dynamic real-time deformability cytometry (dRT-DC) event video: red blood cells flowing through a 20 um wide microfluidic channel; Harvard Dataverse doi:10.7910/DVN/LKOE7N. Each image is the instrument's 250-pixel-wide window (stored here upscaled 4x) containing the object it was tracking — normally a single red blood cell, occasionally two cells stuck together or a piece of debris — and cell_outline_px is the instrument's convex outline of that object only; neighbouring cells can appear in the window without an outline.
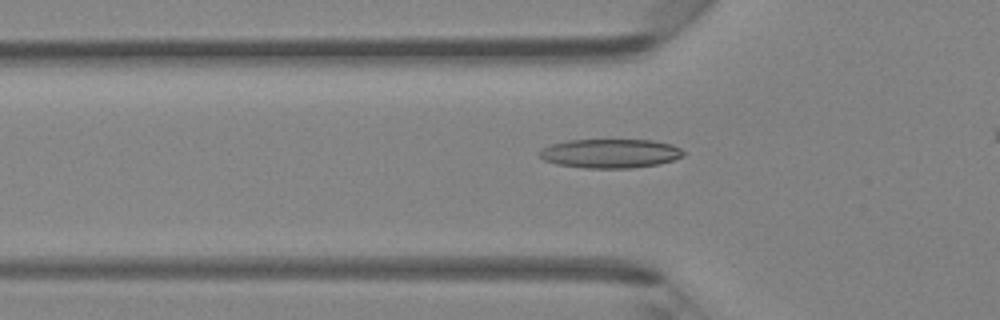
{"species": "Egyptian fruit bat (a non-hibernating species)", "species_latin": "Rousettus aegyptiacus", "temperature_condition": "room temperature", "stored_images_in_passage": 30, "camera_frame_rate_fps": 3000, "um_per_image_px": 0.085, "animal": {"sex": "female"}, "frame": {"image": 1, "passage_image": 7, "time_ms": 2.0, "image_size_px": [1000, 320], "cell_outline_px": [[684, 156], [660, 164], [632, 168], [584, 168], [556, 164], [544, 160], [540, 156], [540, 152], [544, 148], [552, 144], [568, 140], [652, 140], [672, 144], [680, 148], [684, 152]], "centroid_in_image_um": [51.91, 13.05], "position_along_channel_um": 73.9, "area_um2": 24.33}}
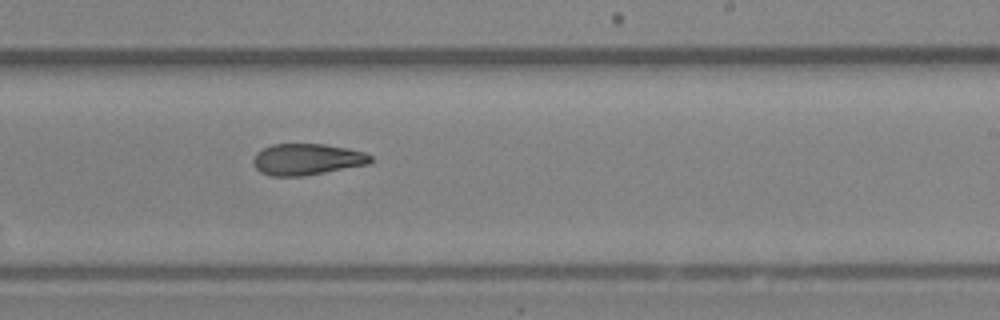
{"frame": {"image": 2, "passage_image": 20, "time_ms": 6.333, "image_size_px": [1000, 320], "cell_outline_px": [[372, 160], [368, 164], [304, 176], [272, 176], [260, 172], [252, 164], [252, 160], [256, 152], [272, 144], [324, 144], [364, 152], [372, 156]], "centroid_in_image_um": [26.05, 13.55], "position_along_channel_um": 263.0, "area_um2": 21.39}}
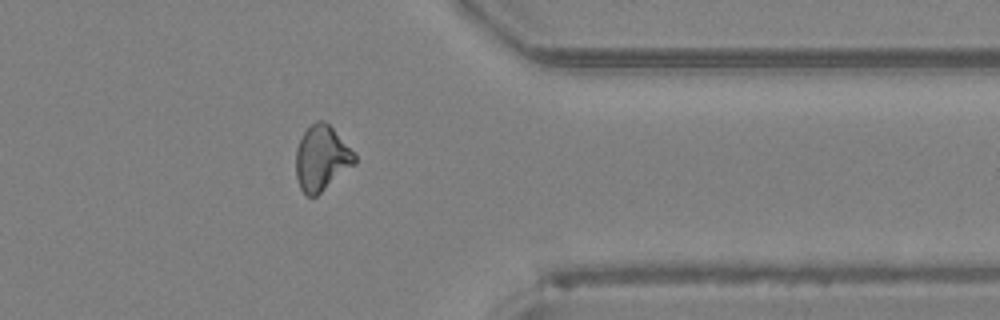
{"frame": {"image": 3, "passage_image": 29, "time_ms": 9.333, "image_size_px": [1000, 320], "cell_outline_px": [[356, 164], [316, 196], [308, 196], [300, 188], [296, 176], [296, 148], [304, 132], [316, 120], [324, 120], [332, 128], [356, 156]], "centroid_in_image_um": [27.33, 13.46], "position_along_channel_um": 384.1, "area_um2": 21.96}}